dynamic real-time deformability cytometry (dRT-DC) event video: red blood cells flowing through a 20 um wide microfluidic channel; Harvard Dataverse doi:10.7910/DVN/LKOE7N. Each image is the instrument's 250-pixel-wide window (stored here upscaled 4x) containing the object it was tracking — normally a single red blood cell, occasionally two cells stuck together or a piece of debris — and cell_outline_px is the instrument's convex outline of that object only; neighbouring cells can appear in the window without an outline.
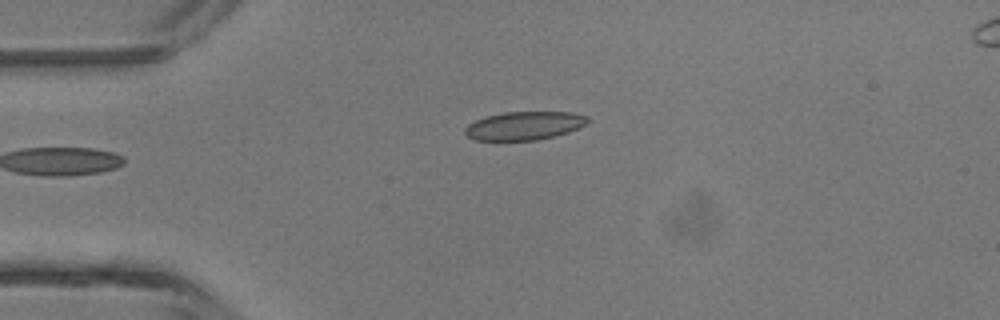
{"species": "common noctule bat (a hibernating species)", "species_latin": "Nyctalus noctula", "temperature_condition": "room temperature", "stored_images_in_passage": 2, "camera_frame_rate_fps": 3000, "um_per_image_px": 0.085, "animal": {"sex": "male", "body_mass_g": 13.3}, "frame": {"image": 1, "passage_image": 2, "time_ms": 1.0, "image_size_px": [1000, 320], "cell_outline_px": [[592, 120], [588, 124], [580, 128], [556, 136], [536, 140], [472, 140], [464, 132], [464, 128], [468, 124], [476, 120], [488, 116], [504, 112], [572, 112], [588, 116]], "centroid_in_image_um": [44.63, 10.68], "position_along_channel_um": 40.4, "area_um2": 20.52}}